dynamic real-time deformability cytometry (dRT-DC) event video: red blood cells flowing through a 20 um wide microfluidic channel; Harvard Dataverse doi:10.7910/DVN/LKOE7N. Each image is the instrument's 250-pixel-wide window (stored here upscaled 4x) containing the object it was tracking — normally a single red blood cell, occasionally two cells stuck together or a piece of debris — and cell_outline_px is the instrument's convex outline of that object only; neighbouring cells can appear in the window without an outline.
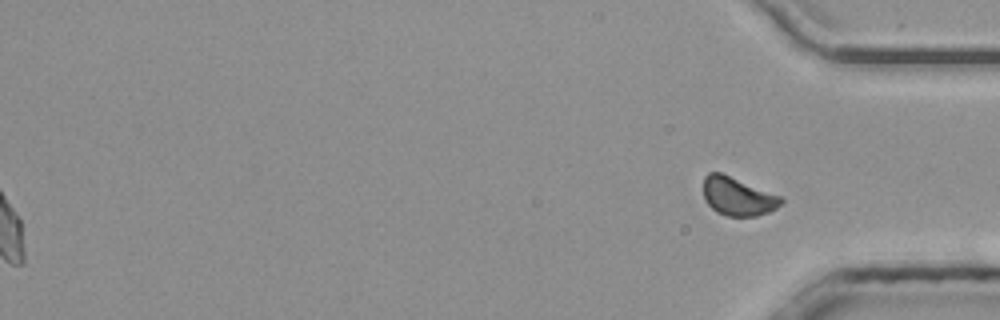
{"species": "common noctule bat (a hibernating species)", "species_latin": "Nyctalus noctula", "temperature_condition": "room temperature", "stored_images_in_passage": 46, "segment_of_instrument_passage": [2, 2], "camera_frame_rate_fps": 3000, "um_per_image_px": 0.085, "animal": {"sex": "male", "body_mass_g": 20.4}, "frame": {"image": 1, "passage_image": 46, "time_ms": 15.0, "image_size_px": [1000, 320], "cell_outline_px": [[784, 200], [776, 208], [768, 212], [756, 216], [728, 216], [716, 212], [704, 200], [704, 176], [708, 172], [720, 172], [784, 196]], "centroid_in_image_um": [62.73, 16.68], "position_along_channel_um": 372.5, "area_um2": 17.57}}